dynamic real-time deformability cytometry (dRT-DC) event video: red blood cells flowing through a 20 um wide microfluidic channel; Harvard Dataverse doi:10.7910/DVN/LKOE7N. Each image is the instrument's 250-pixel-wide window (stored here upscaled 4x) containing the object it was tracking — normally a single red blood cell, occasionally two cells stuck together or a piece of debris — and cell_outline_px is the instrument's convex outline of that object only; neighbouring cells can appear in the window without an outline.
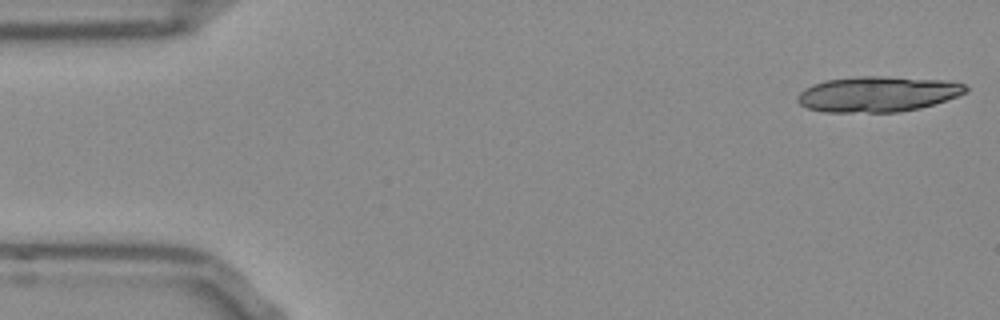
{"species": "Egyptian fruit bat (a non-hibernating species)", "species_latin": "Rousettus aegyptiacus", "temperature_condition": "room temperature", "stored_images_in_passage": 16, "camera_frame_rate_fps": 3000, "um_per_image_px": 0.085, "frame": {"image": 1, "passage_image": 1, "time_ms": 0.0, "image_size_px": [1000, 320], "cell_outline_px": [[968, 92], [920, 108], [900, 112], [824, 112], [808, 108], [800, 104], [796, 100], [796, 96], [804, 88], [812, 84], [824, 80], [860, 76], [876, 76], [944, 80], [964, 84], [968, 88]], "centroid_in_image_um": [74.55, 8.0], "position_along_channel_um": 10.4, "area_um2": 34.74}}